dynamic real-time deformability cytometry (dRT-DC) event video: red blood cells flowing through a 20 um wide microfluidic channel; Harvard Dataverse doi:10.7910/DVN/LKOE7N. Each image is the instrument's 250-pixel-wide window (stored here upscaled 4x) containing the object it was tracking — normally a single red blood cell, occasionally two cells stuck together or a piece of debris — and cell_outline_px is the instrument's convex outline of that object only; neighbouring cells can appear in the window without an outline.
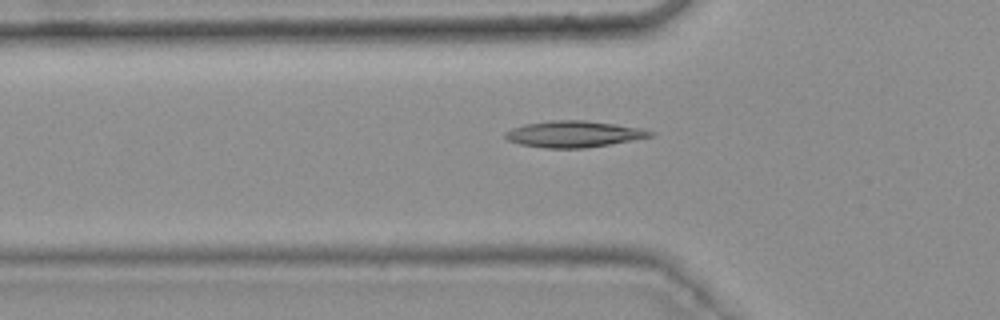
{"species": "common noctule bat (a hibernating species)", "species_latin": "Nyctalus noctula", "temperature_condition": "warm", "stored_images_in_passage": 34, "camera_frame_rate_fps": 3000, "um_per_image_px": 0.085, "animal": {"sex": "female", "body_mass_g": 25.1}, "frame": {"image": 1, "passage_image": 5, "time_ms": 1.333, "image_size_px": [1000, 320], "cell_outline_px": [[656, 132], [652, 136], [608, 144], [584, 148], [544, 148], [520, 144], [508, 140], [504, 136], [504, 132], [512, 128], [524, 124], [548, 120], [584, 120], [616, 124], [640, 128]], "centroid_in_image_um": [48.72, 11.38], "position_along_channel_um": 77.1, "area_um2": 22.2}}
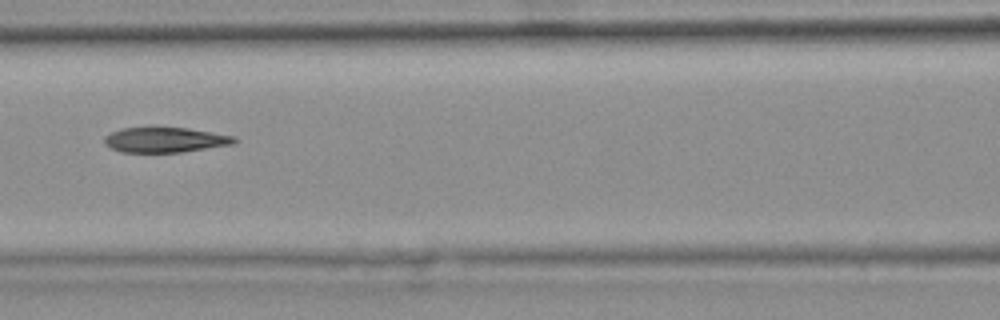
{"frame": {"image": 2, "passage_image": 11, "time_ms": 3.333, "image_size_px": [1000, 320], "cell_outline_px": [[240, 140], [232, 144], [180, 152], [120, 152], [104, 144], [104, 136], [120, 128], [188, 128], [236, 136]], "centroid_in_image_um": [14.04, 11.89], "position_along_channel_um": 152.6, "area_um2": 18.9}}
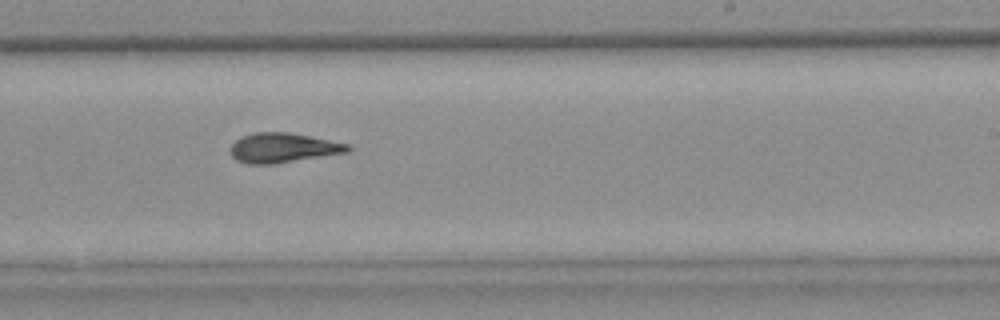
{"frame": {"image": 3, "passage_image": 20, "time_ms": 6.333, "image_size_px": [1000, 320], "cell_outline_px": [[352, 148], [348, 152], [272, 164], [248, 164], [236, 160], [232, 156], [228, 148], [240, 136], [252, 132], [288, 132], [348, 144]], "centroid_in_image_um": [23.99, 12.56], "position_along_channel_um": 265.0, "area_um2": 20.23}}